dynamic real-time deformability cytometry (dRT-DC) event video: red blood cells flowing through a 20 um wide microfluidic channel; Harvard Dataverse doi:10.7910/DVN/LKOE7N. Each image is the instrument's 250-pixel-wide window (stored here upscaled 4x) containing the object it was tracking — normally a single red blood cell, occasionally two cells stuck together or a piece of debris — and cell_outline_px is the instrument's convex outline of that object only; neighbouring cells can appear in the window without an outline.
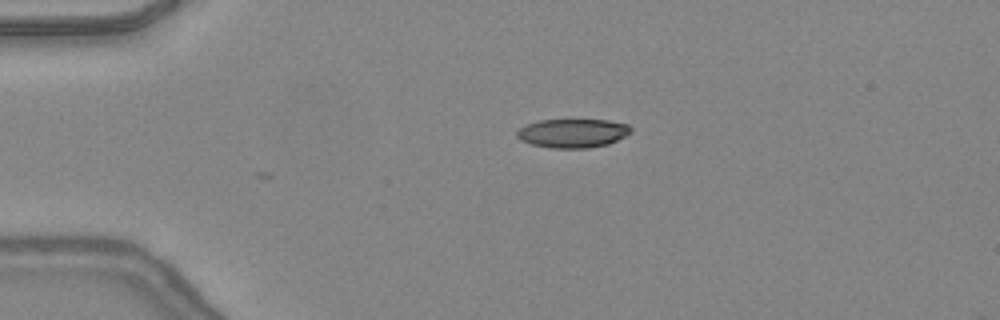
{"species": "common noctule bat (a hibernating species)", "species_latin": "Nyctalus noctula", "temperature_condition": "warm", "stored_images_in_passage": 3, "camera_frame_rate_fps": 3000, "um_per_image_px": 0.085, "animal": {"sex": "female", "body_mass_g": 24.6, "forearm_length_mm": 56.2}, "frame": {"image": 1, "passage_image": 3, "time_ms": 0.667, "image_size_px": [1000, 320], "cell_outline_px": [[632, 132], [608, 144], [588, 148], [552, 148], [532, 144], [520, 140], [516, 136], [516, 132], [520, 128], [528, 124], [540, 120], [608, 120], [628, 124], [632, 128]], "centroid_in_image_um": [48.69, 11.32], "position_along_channel_um": 36.3, "area_um2": 19.07}}